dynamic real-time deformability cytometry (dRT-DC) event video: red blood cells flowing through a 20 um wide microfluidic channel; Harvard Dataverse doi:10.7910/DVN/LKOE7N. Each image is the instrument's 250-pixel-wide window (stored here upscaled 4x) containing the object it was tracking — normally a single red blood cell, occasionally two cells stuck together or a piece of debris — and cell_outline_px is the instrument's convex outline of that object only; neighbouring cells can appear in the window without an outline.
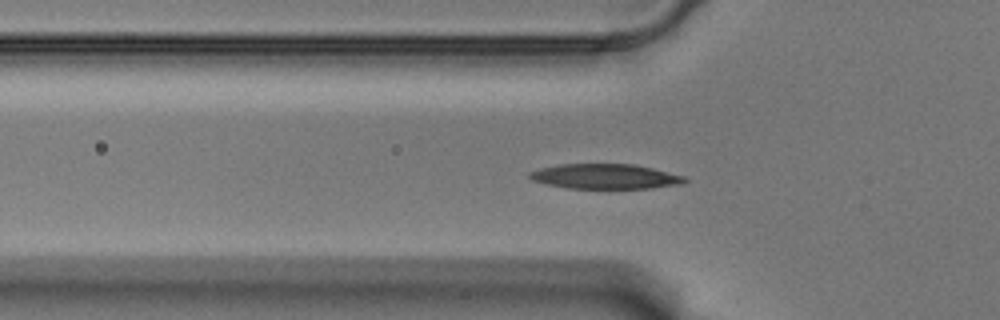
{"species": "Egyptian fruit bat (a non-hibernating species)", "species_latin": "Rousettus aegyptiacus", "temperature_condition": "warm", "stored_images_in_passage": 51, "camera_frame_rate_fps": 3000, "um_per_image_px": 0.085, "animal": {"sex": "male"}, "frame": {"image": 1, "passage_image": 17, "time_ms": 5.333, "image_size_px": [1000, 320], "cell_outline_px": [[688, 180], [684, 184], [652, 188], [568, 188], [548, 184], [532, 180], [528, 176], [528, 172], [540, 168], [560, 164], [636, 164], [684, 176]], "centroid_in_image_um": [51.46, 14.99], "position_along_channel_um": 74.3, "area_um2": 22.54}}
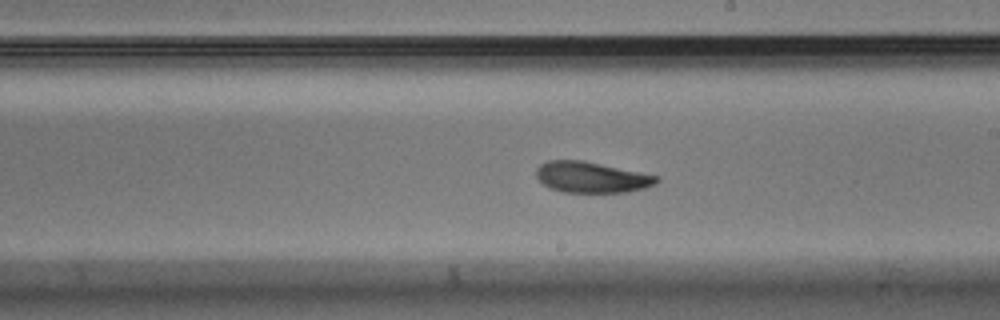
{"frame": {"image": 2, "passage_image": 31, "time_ms": 10.0, "image_size_px": [1000, 320], "cell_outline_px": [[660, 180], [656, 184], [644, 188], [628, 192], [564, 192], [548, 188], [536, 176], [536, 168], [540, 164], [548, 160], [584, 160], [660, 176]], "centroid_in_image_um": [50.29, 15.06], "position_along_channel_um": 238.7, "area_um2": 21.85}}
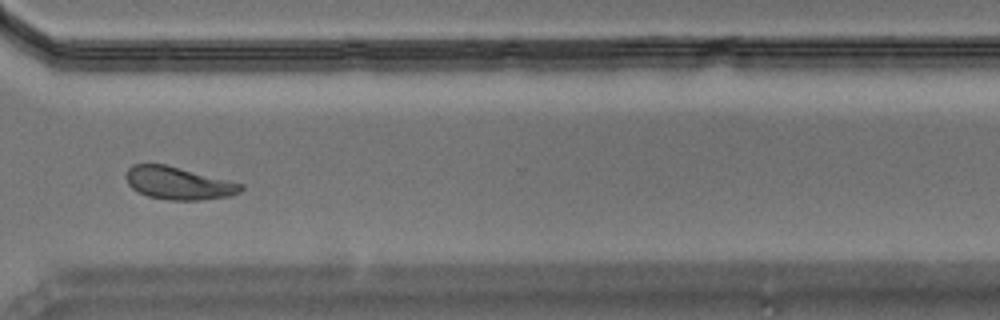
{"frame": {"image": 3, "passage_image": 41, "time_ms": 13.333, "image_size_px": [1000, 320], "cell_outline_px": [[244, 188], [240, 192], [232, 196], [204, 200], [168, 200], [148, 196], [132, 188], [128, 184], [124, 176], [128, 168], [132, 164], [164, 164], [244, 184]], "centroid_in_image_um": [15.17, 15.58], "position_along_channel_um": 355.4, "area_um2": 21.91}, "authors_computed_cell_mechanics": {"area_um2": 22.0218, "velocity_mm_per_s": 3.4992, "shape_relaxation_time_tau1_ms": 3.6478, "shape_relaxation_time_tau2_ms": 2.8984, "deformation_change_tau1": 0.1611, "deformation_change_tau2": 0.0889}}